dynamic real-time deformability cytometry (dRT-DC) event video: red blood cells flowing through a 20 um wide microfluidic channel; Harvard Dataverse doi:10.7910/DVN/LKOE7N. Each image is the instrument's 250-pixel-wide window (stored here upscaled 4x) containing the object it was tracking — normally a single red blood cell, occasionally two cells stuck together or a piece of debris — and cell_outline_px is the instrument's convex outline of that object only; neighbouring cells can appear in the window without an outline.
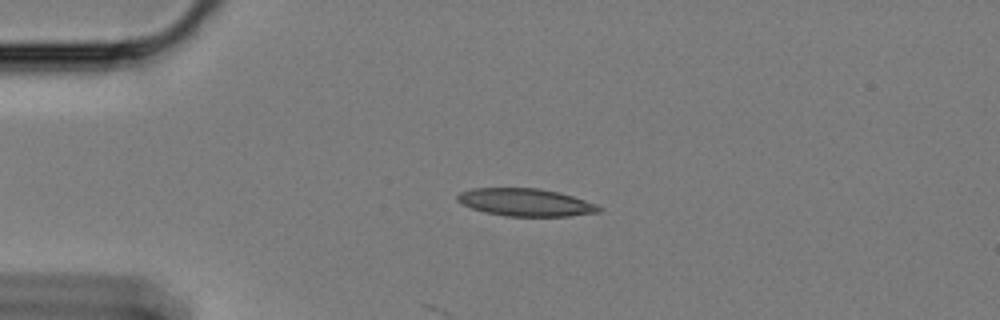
{"species": "Egyptian fruit bat (a non-hibernating species)", "species_latin": "Rousettus aegyptiacus", "temperature_condition": "cold", "stored_images_in_passage": 20, "camera_frame_rate_fps": 3000, "um_per_image_px": 0.085, "animal": {"sex": "female"}, "frame": {"image": 1, "passage_image": 13, "time_ms": 4.0, "image_size_px": [1000, 320], "cell_outline_px": [[604, 208], [600, 212], [568, 216], [504, 216], [484, 212], [460, 204], [456, 200], [456, 196], [460, 192], [472, 188], [536, 188], [556, 192], [572, 196], [596, 204]], "centroid_in_image_um": [44.64, 17.2], "position_along_channel_um": 40.4, "area_um2": 22.77}}
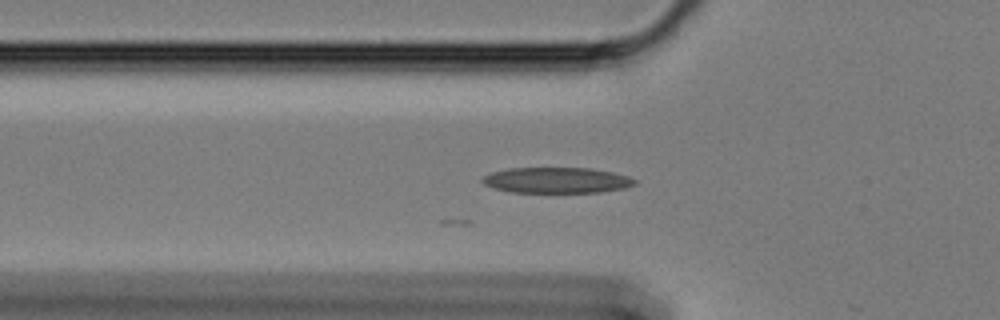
{"frame": {"image": 2, "passage_image": 19, "time_ms": 6.0, "image_size_px": [1000, 320], "cell_outline_px": [[636, 184], [624, 188], [600, 192], [512, 192], [492, 188], [484, 184], [480, 180], [484, 176], [492, 172], [508, 168], [588, 168], [612, 172], [628, 176], [636, 180]], "centroid_in_image_um": [47.29, 15.32], "position_along_channel_um": 78.5, "area_um2": 22.77}}